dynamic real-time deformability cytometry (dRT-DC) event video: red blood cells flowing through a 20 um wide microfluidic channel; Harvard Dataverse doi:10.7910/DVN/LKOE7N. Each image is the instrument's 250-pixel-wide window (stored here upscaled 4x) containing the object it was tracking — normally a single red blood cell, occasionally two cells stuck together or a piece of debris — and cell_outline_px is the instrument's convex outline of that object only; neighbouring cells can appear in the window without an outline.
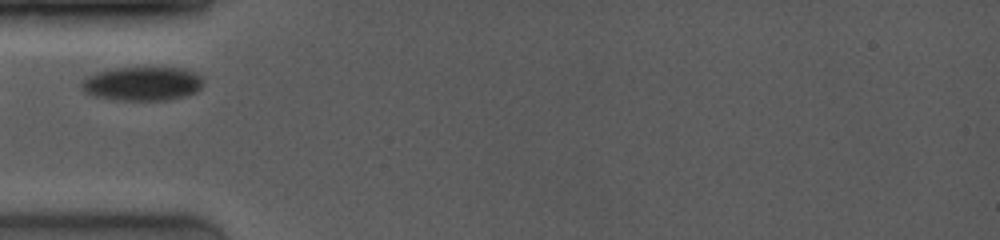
{"species": "common noctule bat (a hibernating species)", "species_latin": "Nyctalus noctula", "temperature_condition": "room temperature", "stored_images_in_passage": 25, "camera_frame_rate_fps": 4000, "um_per_image_px": 0.085, "animal": {"sex": "female", "body_mass_g": 19.0, "forearm_length_mm": 53.3}, "frame": {"image": 1, "passage_image": 2, "time_ms": 0.5, "image_size_px": [1000, 240], "cell_outline_px": [[204, 84], [196, 92], [184, 96], [164, 100], [120, 100], [92, 96], [84, 92], [84, 80], [88, 76], [96, 72], [116, 68], [184, 68], [196, 72], [204, 80]], "centroid_in_image_um": [12.16, 7.11], "position_along_channel_um": 72.8, "area_um2": 23.93}}
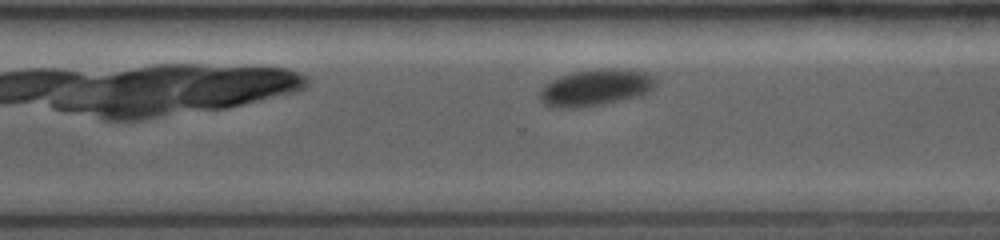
{"frame": {"image": 2, "passage_image": 22, "time_ms": 7.0, "image_size_px": [1000, 240], "cell_outline_px": [[656, 84], [648, 92], [640, 96], [600, 104], [576, 108], [552, 108], [544, 104], [540, 100], [540, 88], [544, 84], [560, 76], [572, 72], [604, 68], [624, 68], [648, 72], [656, 76]], "centroid_in_image_um": [50.64, 7.43], "position_along_channel_um": 320.0, "area_um2": 25.03}}
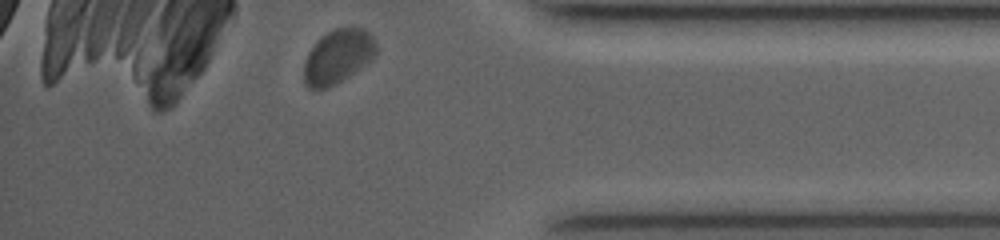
{"frame": {"image": 3, "passage_image": 25, "time_ms": 9.5, "image_size_px": [1000, 240], "cell_outline_px": [[376, 56], [372, 60], [336, 84], [328, 88], [308, 88], [304, 84], [304, 60], [308, 52], [316, 40], [320, 36], [336, 28], [364, 28], [372, 36], [376, 44]], "centroid_in_image_um": [28.71, 4.8], "position_along_channel_um": 406.5, "area_um2": 22.83}, "authors_computed_cell_mechanics": {"area_um2": 25.2586, "velocity_mm_per_s": 3.797, "shape_relaxation_time_tau1_ms": 0.8754, "shape_relaxation_time_tau2_ms": null, "deformation_change_tau1": 0.0408, "deformation_change_tau2": null}}